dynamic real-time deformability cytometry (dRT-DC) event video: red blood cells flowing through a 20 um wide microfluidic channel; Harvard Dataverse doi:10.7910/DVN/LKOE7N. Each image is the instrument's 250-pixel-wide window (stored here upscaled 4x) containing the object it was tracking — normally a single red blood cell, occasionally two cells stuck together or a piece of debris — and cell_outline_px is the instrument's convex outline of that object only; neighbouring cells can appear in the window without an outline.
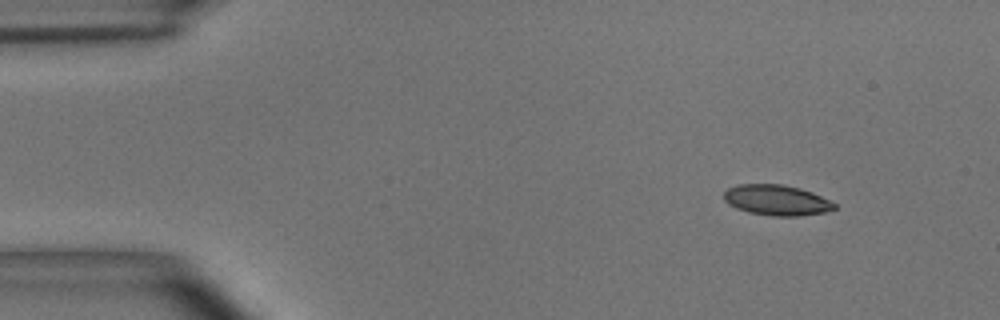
{"species": "common noctule bat (a hibernating species)", "species_latin": "Nyctalus noctula", "temperature_condition": "room temperature", "stored_images_in_passage": 3, "camera_frame_rate_fps": 3000, "um_per_image_px": 0.085, "animal": {"sex": "male", "body_mass_g": 15.6}, "frame": {"image": 1, "passage_image": 1, "time_ms": 0.0, "image_size_px": [1000, 320], "cell_outline_px": [[836, 208], [824, 212], [796, 216], [772, 216], [748, 212], [736, 208], [728, 204], [724, 200], [724, 192], [728, 188], [740, 184], [780, 184], [800, 188], [812, 192], [836, 204]], "centroid_in_image_um": [65.98, 17.01], "position_along_channel_um": 19.0, "area_um2": 19.54}}
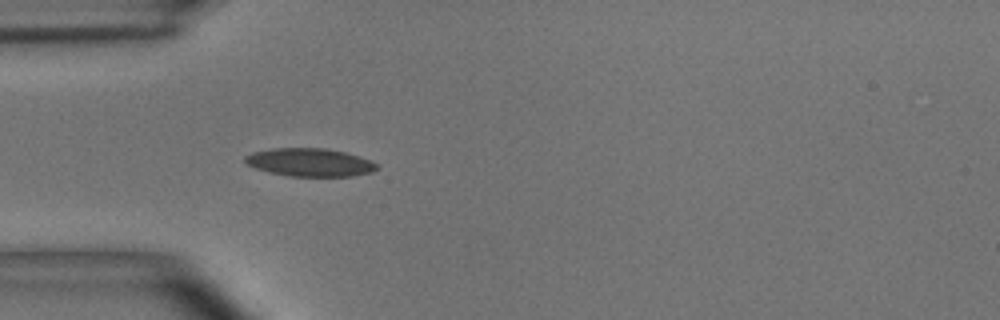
{"frame": {"image": 2, "passage_image": 3, "time_ms": 0.667, "image_size_px": [1000, 320], "cell_outline_px": [[380, 168], [372, 172], [352, 176], [288, 176], [268, 172], [256, 168], [248, 164], [244, 160], [244, 156], [252, 152], [272, 148], [324, 148], [344, 152], [372, 160]], "centroid_in_image_um": [26.34, 13.8], "position_along_channel_um": 58.7, "area_um2": 21.62}}